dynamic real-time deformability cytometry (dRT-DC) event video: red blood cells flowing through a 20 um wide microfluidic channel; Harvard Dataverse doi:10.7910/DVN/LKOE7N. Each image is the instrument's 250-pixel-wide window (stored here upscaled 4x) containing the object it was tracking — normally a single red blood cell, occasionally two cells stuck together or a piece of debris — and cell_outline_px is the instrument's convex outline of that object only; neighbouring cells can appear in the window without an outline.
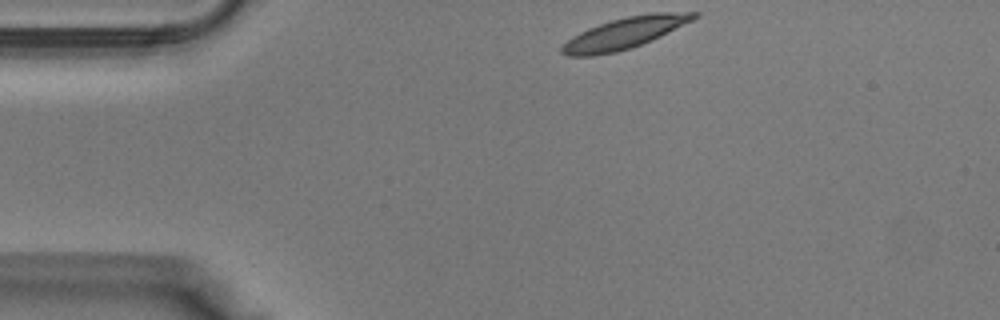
{"species": "Egyptian fruit bat (a non-hibernating species)", "species_latin": "Rousettus aegyptiacus", "temperature_condition": "warm", "stored_images_in_passage": 33, "camera_frame_rate_fps": 3000, "um_per_image_px": 0.085, "animal": {"sex": "male"}, "frame": {"image": 1, "passage_image": 1, "time_ms": 0.0, "image_size_px": [1000, 320], "cell_outline_px": [[700, 16], [652, 40], [616, 52], [592, 56], [564, 56], [560, 52], [560, 48], [572, 36], [588, 28], [612, 20], [628, 16], [652, 12], [700, 12]], "centroid_in_image_um": [53.07, 2.81], "position_along_channel_um": 31.9, "area_um2": 23.76}}
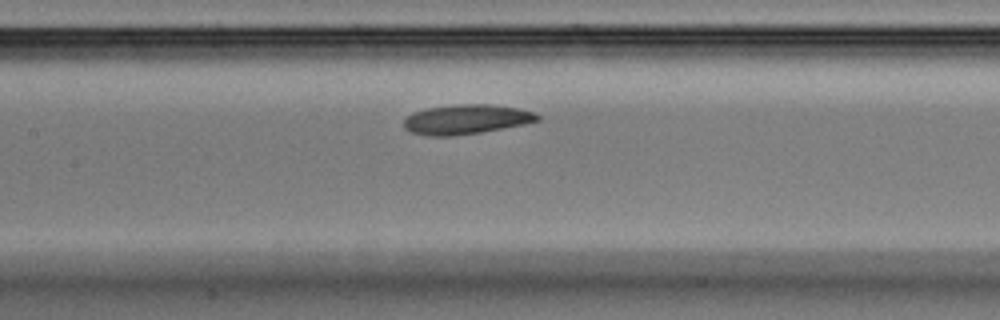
{"frame": {"image": 2, "passage_image": 12, "time_ms": 3.667, "image_size_px": [1000, 320], "cell_outline_px": [[540, 120], [524, 124], [480, 132], [456, 136], [428, 136], [412, 132], [404, 128], [404, 120], [412, 112], [424, 108], [452, 104], [488, 104], [516, 108], [536, 112], [540, 116]], "centroid_in_image_um": [39.6, 10.14], "position_along_channel_um": 167.8, "area_um2": 23.18}}
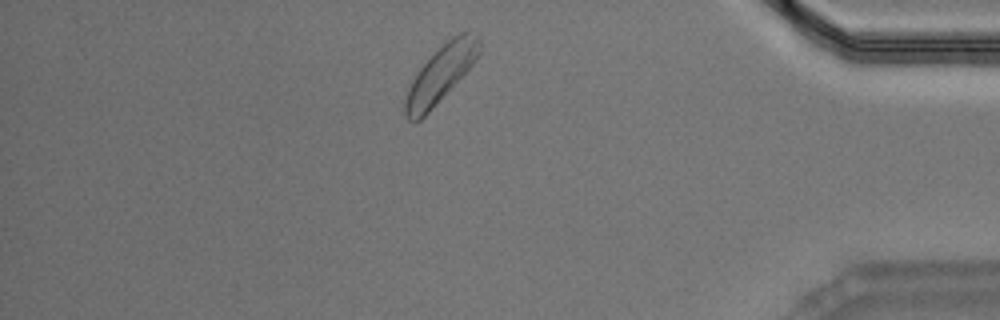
{"frame": {"image": 3, "passage_image": 28, "time_ms": 9.0, "image_size_px": [1000, 320], "cell_outline_px": [[480, 56], [428, 112], [420, 120], [408, 120], [404, 116], [404, 100], [408, 88], [412, 80], [420, 68], [452, 36], [468, 28], [480, 32]], "centroid_in_image_um": [37.51, 6.22], "position_along_channel_um": 397.7, "area_um2": 24.33}}